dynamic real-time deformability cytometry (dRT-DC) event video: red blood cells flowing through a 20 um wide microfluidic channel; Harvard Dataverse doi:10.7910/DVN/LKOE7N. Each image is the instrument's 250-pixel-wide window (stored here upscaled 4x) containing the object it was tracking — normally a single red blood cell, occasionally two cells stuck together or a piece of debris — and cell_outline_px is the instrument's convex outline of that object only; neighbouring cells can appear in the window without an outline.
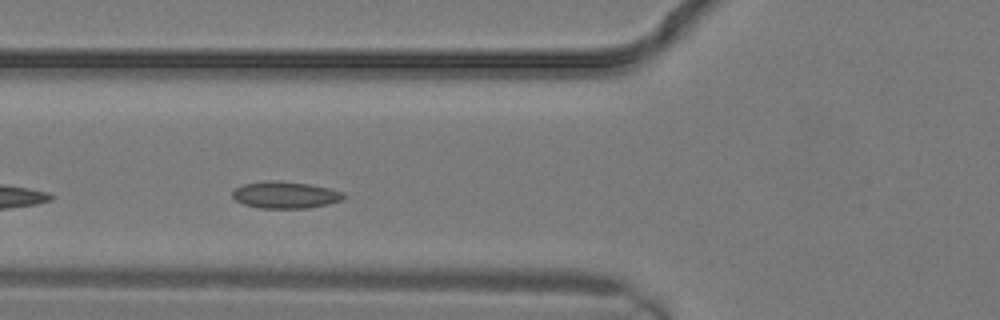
{"species": "common noctule bat (a hibernating species)", "species_latin": "Nyctalus noctula", "temperature_condition": "warm", "stored_images_in_passage": 12, "camera_frame_rate_fps": 3000, "um_per_image_px": 0.085, "animal": {"sex": "male", "body_mass_g": 19.2, "forearm_length_mm": 51.8}, "frame": {"image": 1, "passage_image": 4, "time_ms": 1.0, "image_size_px": [1000, 320], "cell_outline_px": [[348, 196], [344, 200], [328, 204], [308, 208], [260, 208], [244, 204], [236, 200], [232, 196], [232, 192], [240, 184], [272, 180], [280, 180], [308, 184], [328, 188], [340, 192]], "centroid_in_image_um": [24.25, 16.56], "position_along_channel_um": 101.6, "area_um2": 17.46}}
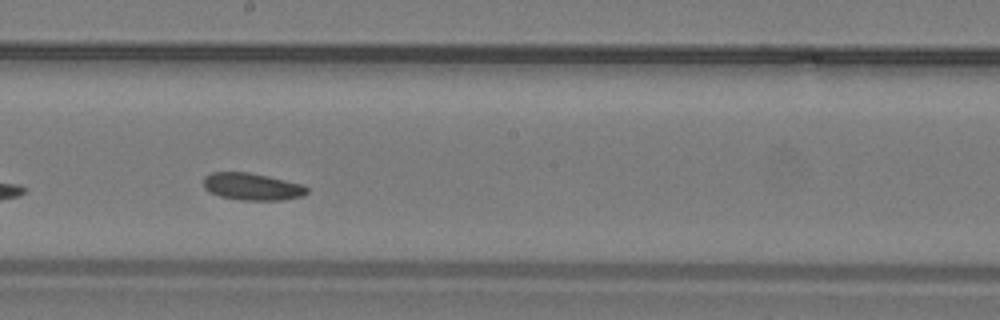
{"frame": {"image": 2, "passage_image": 9, "time_ms": 2.667, "image_size_px": [1000, 320], "cell_outline_px": [[308, 192], [304, 196], [284, 200], [240, 200], [220, 196], [204, 188], [204, 176], [212, 172], [248, 172], [268, 176], [304, 184], [308, 188]], "centroid_in_image_um": [21.48, 15.86], "position_along_channel_um": 226.7, "area_um2": 16.47}}
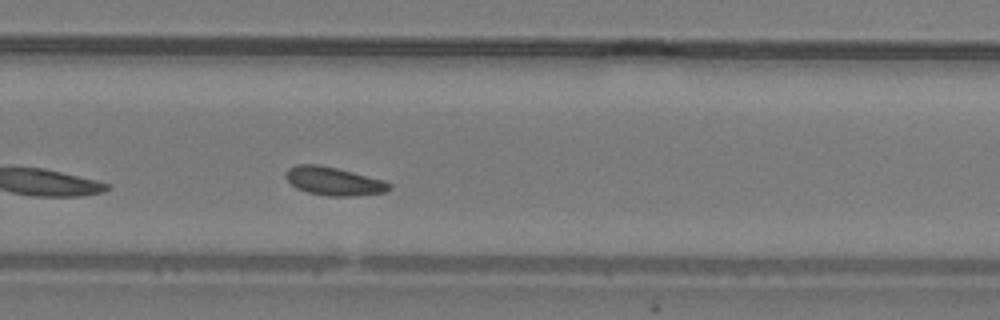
{"frame": {"image": 3, "passage_image": 12, "time_ms": 3.667, "image_size_px": [1000, 320], "cell_outline_px": [[392, 188], [384, 192], [356, 196], [328, 196], [308, 192], [296, 188], [284, 176], [284, 172], [288, 168], [296, 164], [320, 164], [384, 180], [392, 184]], "centroid_in_image_um": [28.35, 15.39], "position_along_channel_um": 301.4, "area_um2": 17.17}}